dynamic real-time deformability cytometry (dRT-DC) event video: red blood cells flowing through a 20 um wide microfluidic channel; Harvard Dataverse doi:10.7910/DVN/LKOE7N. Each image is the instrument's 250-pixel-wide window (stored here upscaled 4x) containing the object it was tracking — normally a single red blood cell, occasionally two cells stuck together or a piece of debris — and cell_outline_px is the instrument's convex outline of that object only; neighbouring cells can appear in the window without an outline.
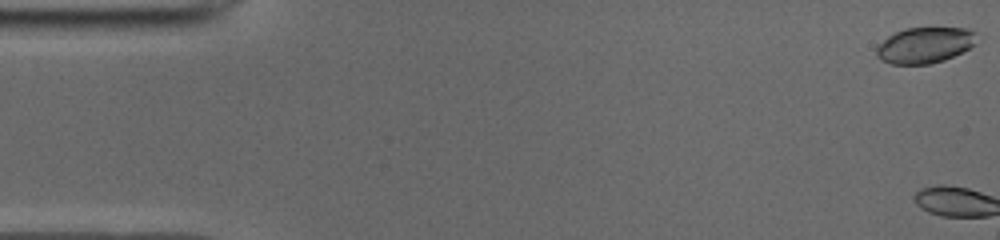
{"species": "common noctule bat (a hibernating species)", "species_latin": "Nyctalus noctula", "temperature_condition": "cold", "stored_images_in_passage": 8, "camera_frame_rate_fps": 3000, "um_per_image_px": 0.085, "animal": {"sex": "male", "body_mass_g": 19.0, "forearm_length_mm": 50.8}, "frame": {"image": 1, "passage_image": 1, "time_ms": 0.0, "image_size_px": [1000, 240], "cell_outline_px": [[972, 44], [968, 48], [944, 60], [928, 64], [892, 64], [880, 60], [876, 56], [876, 48], [888, 36], [904, 28], [964, 28], [972, 32]], "centroid_in_image_um": [78.49, 3.85], "position_along_channel_um": 6.5, "area_um2": 20.35}}